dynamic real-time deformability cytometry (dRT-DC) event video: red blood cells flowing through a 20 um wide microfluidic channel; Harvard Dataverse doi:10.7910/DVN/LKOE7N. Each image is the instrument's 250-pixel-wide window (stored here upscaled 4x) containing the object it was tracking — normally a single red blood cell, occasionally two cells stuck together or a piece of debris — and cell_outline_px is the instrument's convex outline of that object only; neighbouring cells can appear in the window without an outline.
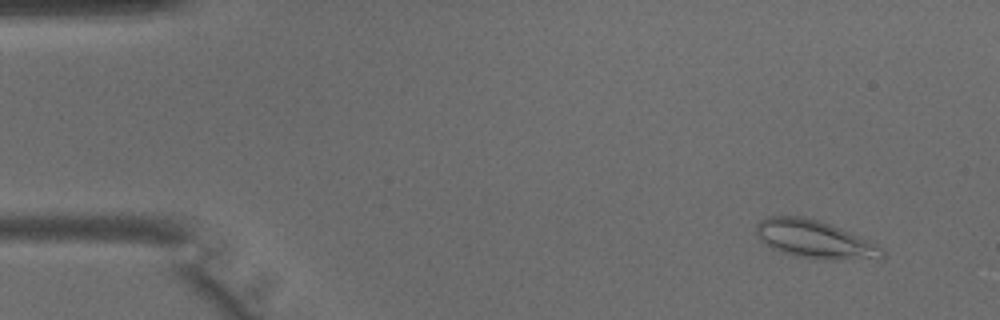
{"species": "common noctule bat (a hibernating species)", "species_latin": "Nyctalus noctula", "temperature_condition": "warm", "stored_images_in_passage": 44, "camera_frame_rate_fps": 3000, "um_per_image_px": 0.085, "animal": {"sex": "male", "body_mass_g": 15.6}, "frame": {"image": 1, "passage_image": 4, "time_ms": 1.0, "image_size_px": [1000, 320], "cell_outline_px": [[884, 256], [880, 260], [812, 260], [780, 252], [764, 244], [760, 240], [756, 232], [756, 224], [760, 220], [768, 216], [800, 216], [820, 220], [840, 228], [868, 240], [876, 244], [884, 252]], "centroid_in_image_um": [69.25, 20.37], "position_along_channel_um": 15.7, "area_um2": 28.38}}
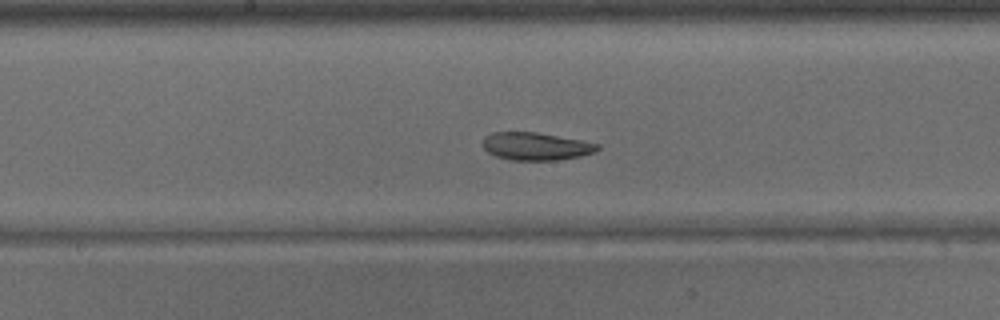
{"frame": {"image": 2, "passage_image": 23, "time_ms": 7.333, "image_size_px": [1000, 320], "cell_outline_px": [[600, 148], [592, 152], [580, 156], [556, 160], [512, 160], [496, 156], [488, 152], [480, 144], [484, 136], [492, 132], [536, 132], [580, 140], [600, 144]], "centroid_in_image_um": [45.49, 12.43], "position_along_channel_um": 202.7, "area_um2": 18.5}}
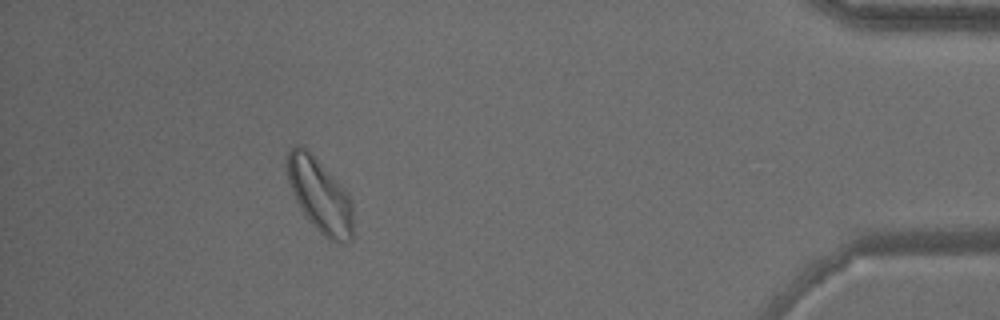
{"frame": {"image": 3, "passage_image": 40, "time_ms": 13.0, "image_size_px": [1000, 320], "cell_outline_px": [[352, 240], [344, 244], [336, 244], [324, 236], [308, 220], [300, 208], [292, 192], [288, 180], [288, 152], [292, 148], [300, 144], [348, 192], [352, 204]], "centroid_in_image_um": [27.22, 16.7], "position_along_channel_um": 408.0, "area_um2": 27.8}}